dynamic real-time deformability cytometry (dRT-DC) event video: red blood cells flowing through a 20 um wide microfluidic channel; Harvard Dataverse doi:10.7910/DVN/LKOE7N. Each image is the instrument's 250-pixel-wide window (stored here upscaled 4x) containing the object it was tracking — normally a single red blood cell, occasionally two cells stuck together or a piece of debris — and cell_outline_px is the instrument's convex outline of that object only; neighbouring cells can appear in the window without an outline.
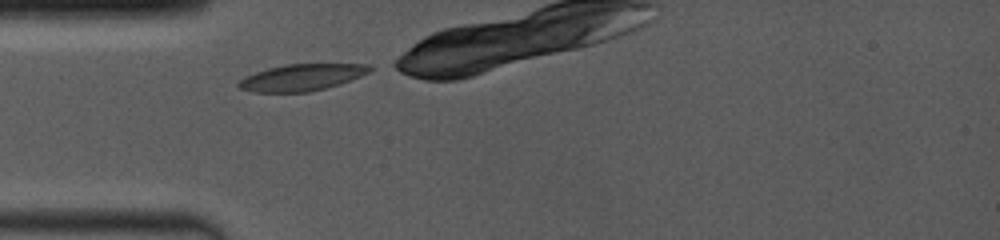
{"species": "common noctule bat (a hibernating species)", "species_latin": "Nyctalus noctula", "temperature_condition": "room temperature", "stored_images_in_passage": 41, "camera_frame_rate_fps": 4000, "um_per_image_px": 0.085, "animal": {"sex": "female", "body_mass_g": 19.0, "forearm_length_mm": 53.3}, "frame": {"image": 1, "passage_image": 1, "time_ms": 0.0, "image_size_px": [1000, 240], "cell_outline_px": [[372, 72], [340, 84], [308, 92], [252, 92], [240, 88], [236, 84], [244, 76], [268, 68], [284, 64], [368, 64], [372, 68]], "centroid_in_image_um": [25.65, 6.57], "position_along_channel_um": 59.3, "area_um2": 20.4}}
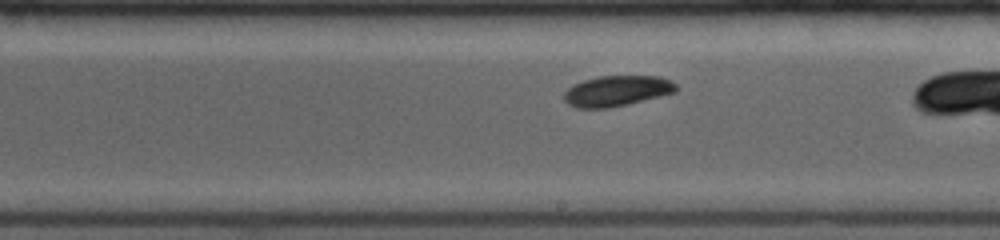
{"frame": {"image": 2, "passage_image": 19, "time_ms": 4.5, "image_size_px": [1000, 240], "cell_outline_px": [[676, 92], [628, 104], [608, 108], [576, 108], [568, 104], [564, 100], [564, 92], [572, 84], [584, 80], [600, 76], [660, 76], [672, 80], [676, 84]], "centroid_in_image_um": [52.42, 7.72], "position_along_channel_um": 236.6, "area_um2": 20.06}}
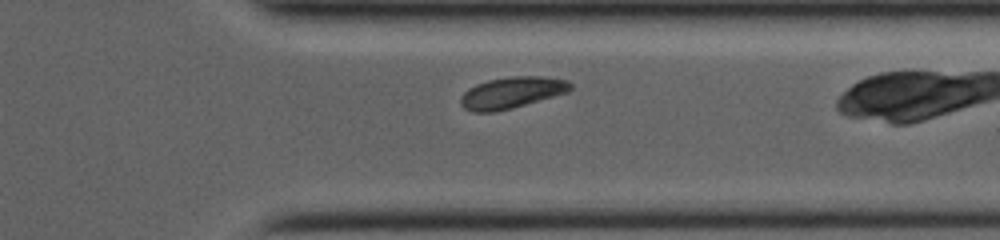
{"frame": {"image": 3, "passage_image": 33, "time_ms": 7.75, "image_size_px": [1000, 240], "cell_outline_px": [[572, 88], [568, 92], [512, 108], [492, 112], [472, 112], [464, 108], [460, 104], [460, 96], [468, 88], [476, 84], [488, 80], [512, 76], [536, 76], [568, 80], [572, 84]], "centroid_in_image_um": [43.47, 7.87], "position_along_channel_um": 367.9, "area_um2": 20.06}}